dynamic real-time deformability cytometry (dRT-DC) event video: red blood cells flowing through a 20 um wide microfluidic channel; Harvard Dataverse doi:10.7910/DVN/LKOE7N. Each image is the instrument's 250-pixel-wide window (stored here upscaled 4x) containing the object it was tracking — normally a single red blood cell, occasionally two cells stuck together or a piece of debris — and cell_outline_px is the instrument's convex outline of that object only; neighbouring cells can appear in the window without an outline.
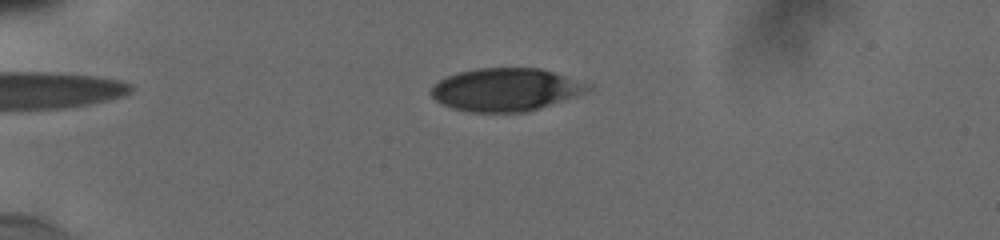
{"species": "human", "species_latin": "Homo sapiens", "temperature_condition": "cold", "stored_images_in_passage": 70, "camera_frame_rate_fps": 3000, "um_per_image_px": 0.085, "donor": {"sex": "male"}, "frame": {"image": 1, "passage_image": 10, "time_ms": 1.333, "image_size_px": [1000, 240], "cell_outline_px": [[596, 84], [588, 92], [564, 100], [524, 112], [468, 112], [452, 108], [436, 100], [428, 92], [432, 84], [456, 72], [476, 68], [540, 68]], "centroid_in_image_um": [43.01, 7.6], "position_along_channel_um": 42.0, "area_um2": 39.59}}
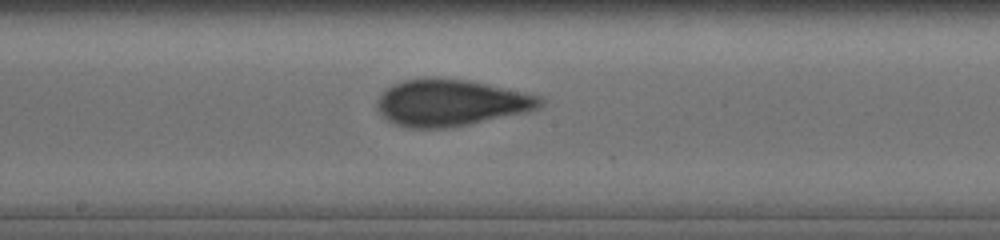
{"frame": {"image": 2, "passage_image": 42, "time_ms": 7.0, "image_size_px": [1000, 240], "cell_outline_px": [[544, 104], [536, 108], [524, 112], [468, 124], [444, 128], [412, 128], [396, 124], [388, 120], [376, 108], [376, 100], [392, 84], [404, 80], [468, 80], [540, 96], [544, 100]], "centroid_in_image_um": [38.3, 8.76], "position_along_channel_um": 209.9, "area_um2": 43.0}}
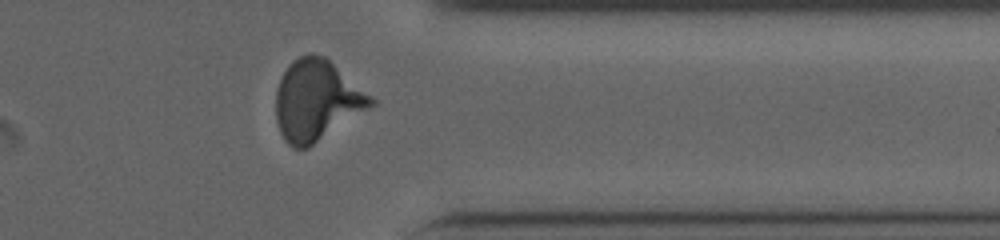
{"frame": {"image": 3, "passage_image": 61, "time_ms": 11.667, "image_size_px": [1000, 240], "cell_outline_px": [[376, 104], [308, 148], [292, 148], [284, 140], [280, 132], [276, 120], [276, 88], [284, 72], [292, 60], [308, 52], [312, 52], [324, 56], [372, 96], [376, 100]], "centroid_in_image_um": [26.91, 8.53], "position_along_channel_um": 384.5, "area_um2": 44.62}, "authors_computed_cell_mechanics": {"area_um2": 43.0032, "velocity_mm_per_s": 3.8276, "shape_relaxation_time_tau1_ms": 4.6752, "shape_relaxation_time_tau2_ms": 0.8544, "deformation_change_tau1": 0.1702, "deformation_change_tau2": 0.0559}}